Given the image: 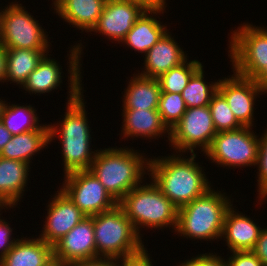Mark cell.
<instances>
[{"instance_id":"cb8c5ba5","label":"cell","mask_w":267,"mask_h":266,"mask_svg":"<svg viewBox=\"0 0 267 266\" xmlns=\"http://www.w3.org/2000/svg\"><path fill=\"white\" fill-rule=\"evenodd\" d=\"M125 90L123 109L150 110L158 109L161 94L157 78H149L135 74Z\"/></svg>"},{"instance_id":"b9f144b4","label":"cell","mask_w":267,"mask_h":266,"mask_svg":"<svg viewBox=\"0 0 267 266\" xmlns=\"http://www.w3.org/2000/svg\"><path fill=\"white\" fill-rule=\"evenodd\" d=\"M179 266H203V254L191 258V260H186V262L184 261V263Z\"/></svg>"},{"instance_id":"8fae6325","label":"cell","mask_w":267,"mask_h":266,"mask_svg":"<svg viewBox=\"0 0 267 266\" xmlns=\"http://www.w3.org/2000/svg\"><path fill=\"white\" fill-rule=\"evenodd\" d=\"M217 131L208 106L187 108L180 121L170 130V142L180 153L194 154L196 147L205 153Z\"/></svg>"},{"instance_id":"277c9868","label":"cell","mask_w":267,"mask_h":266,"mask_svg":"<svg viewBox=\"0 0 267 266\" xmlns=\"http://www.w3.org/2000/svg\"><path fill=\"white\" fill-rule=\"evenodd\" d=\"M220 192L210 188L202 196L180 207L175 233L207 241L221 238L226 212L233 204Z\"/></svg>"},{"instance_id":"bcb514c9","label":"cell","mask_w":267,"mask_h":266,"mask_svg":"<svg viewBox=\"0 0 267 266\" xmlns=\"http://www.w3.org/2000/svg\"><path fill=\"white\" fill-rule=\"evenodd\" d=\"M62 0H54V7H56Z\"/></svg>"},{"instance_id":"9a60e30c","label":"cell","mask_w":267,"mask_h":266,"mask_svg":"<svg viewBox=\"0 0 267 266\" xmlns=\"http://www.w3.org/2000/svg\"><path fill=\"white\" fill-rule=\"evenodd\" d=\"M48 204L45 225L39 238L54 245L87 216L60 189Z\"/></svg>"},{"instance_id":"d4e9b609","label":"cell","mask_w":267,"mask_h":266,"mask_svg":"<svg viewBox=\"0 0 267 266\" xmlns=\"http://www.w3.org/2000/svg\"><path fill=\"white\" fill-rule=\"evenodd\" d=\"M49 50L30 49H7V74L6 80L23 84L27 81L29 74L36 69ZM46 53V54H45Z\"/></svg>"},{"instance_id":"5b68a950","label":"cell","mask_w":267,"mask_h":266,"mask_svg":"<svg viewBox=\"0 0 267 266\" xmlns=\"http://www.w3.org/2000/svg\"><path fill=\"white\" fill-rule=\"evenodd\" d=\"M118 205L124 210L139 235L140 227L176 229L178 209L153 182L139 185L126 194Z\"/></svg>"},{"instance_id":"7402d4cb","label":"cell","mask_w":267,"mask_h":266,"mask_svg":"<svg viewBox=\"0 0 267 266\" xmlns=\"http://www.w3.org/2000/svg\"><path fill=\"white\" fill-rule=\"evenodd\" d=\"M107 0H62L55 13L79 30L90 32L100 18ZM89 30V31H88Z\"/></svg>"},{"instance_id":"603a6c76","label":"cell","mask_w":267,"mask_h":266,"mask_svg":"<svg viewBox=\"0 0 267 266\" xmlns=\"http://www.w3.org/2000/svg\"><path fill=\"white\" fill-rule=\"evenodd\" d=\"M49 126L45 124L37 130L13 135L0 152V157L30 164L32 155L50 144Z\"/></svg>"},{"instance_id":"ee69618b","label":"cell","mask_w":267,"mask_h":266,"mask_svg":"<svg viewBox=\"0 0 267 266\" xmlns=\"http://www.w3.org/2000/svg\"><path fill=\"white\" fill-rule=\"evenodd\" d=\"M151 4H165L166 0H148Z\"/></svg>"},{"instance_id":"ba28073f","label":"cell","mask_w":267,"mask_h":266,"mask_svg":"<svg viewBox=\"0 0 267 266\" xmlns=\"http://www.w3.org/2000/svg\"><path fill=\"white\" fill-rule=\"evenodd\" d=\"M5 8L1 10L0 41L7 49H49L48 35L22 4L12 2Z\"/></svg>"},{"instance_id":"4fadbf2b","label":"cell","mask_w":267,"mask_h":266,"mask_svg":"<svg viewBox=\"0 0 267 266\" xmlns=\"http://www.w3.org/2000/svg\"><path fill=\"white\" fill-rule=\"evenodd\" d=\"M234 74L232 77L219 80L218 91L227 100L237 121L242 126L252 127L255 98L264 91L253 79L236 72Z\"/></svg>"},{"instance_id":"44dd1931","label":"cell","mask_w":267,"mask_h":266,"mask_svg":"<svg viewBox=\"0 0 267 266\" xmlns=\"http://www.w3.org/2000/svg\"><path fill=\"white\" fill-rule=\"evenodd\" d=\"M124 120L123 132L124 137H148L150 139L160 137L163 133H168L170 140V130L162 121L158 109L138 110L123 109Z\"/></svg>"},{"instance_id":"e575fe53","label":"cell","mask_w":267,"mask_h":266,"mask_svg":"<svg viewBox=\"0 0 267 266\" xmlns=\"http://www.w3.org/2000/svg\"><path fill=\"white\" fill-rule=\"evenodd\" d=\"M146 251L147 250H145V248L143 247L136 253L120 258V260L122 259L121 265L119 264L120 262H118L120 260L117 259V266H152L148 253Z\"/></svg>"},{"instance_id":"836d02e7","label":"cell","mask_w":267,"mask_h":266,"mask_svg":"<svg viewBox=\"0 0 267 266\" xmlns=\"http://www.w3.org/2000/svg\"><path fill=\"white\" fill-rule=\"evenodd\" d=\"M8 222L0 218V260L12 249L17 240L11 239L12 229Z\"/></svg>"},{"instance_id":"83f0119b","label":"cell","mask_w":267,"mask_h":266,"mask_svg":"<svg viewBox=\"0 0 267 266\" xmlns=\"http://www.w3.org/2000/svg\"><path fill=\"white\" fill-rule=\"evenodd\" d=\"M219 80L209 85L204 81L203 66H201L189 79L182 90V98L187 108L208 106L213 95L218 90Z\"/></svg>"},{"instance_id":"ab89813d","label":"cell","mask_w":267,"mask_h":266,"mask_svg":"<svg viewBox=\"0 0 267 266\" xmlns=\"http://www.w3.org/2000/svg\"><path fill=\"white\" fill-rule=\"evenodd\" d=\"M12 134L6 129L3 123L0 121V152L4 148L7 142L12 138Z\"/></svg>"},{"instance_id":"f1b7e54d","label":"cell","mask_w":267,"mask_h":266,"mask_svg":"<svg viewBox=\"0 0 267 266\" xmlns=\"http://www.w3.org/2000/svg\"><path fill=\"white\" fill-rule=\"evenodd\" d=\"M202 66L198 60H187L158 77L161 92L182 93L191 76Z\"/></svg>"},{"instance_id":"ffe728a7","label":"cell","mask_w":267,"mask_h":266,"mask_svg":"<svg viewBox=\"0 0 267 266\" xmlns=\"http://www.w3.org/2000/svg\"><path fill=\"white\" fill-rule=\"evenodd\" d=\"M53 260L52 245L40 238H22L0 260V266H48Z\"/></svg>"},{"instance_id":"f6af8a7d","label":"cell","mask_w":267,"mask_h":266,"mask_svg":"<svg viewBox=\"0 0 267 266\" xmlns=\"http://www.w3.org/2000/svg\"><path fill=\"white\" fill-rule=\"evenodd\" d=\"M48 266H61L56 260H53Z\"/></svg>"},{"instance_id":"60d3db41","label":"cell","mask_w":267,"mask_h":266,"mask_svg":"<svg viewBox=\"0 0 267 266\" xmlns=\"http://www.w3.org/2000/svg\"><path fill=\"white\" fill-rule=\"evenodd\" d=\"M253 80L262 88L264 93L267 92V64Z\"/></svg>"},{"instance_id":"e0dca14e","label":"cell","mask_w":267,"mask_h":266,"mask_svg":"<svg viewBox=\"0 0 267 266\" xmlns=\"http://www.w3.org/2000/svg\"><path fill=\"white\" fill-rule=\"evenodd\" d=\"M145 56V70L139 75L149 78H158L187 60L184 51L169 32H166Z\"/></svg>"},{"instance_id":"ac0fdd59","label":"cell","mask_w":267,"mask_h":266,"mask_svg":"<svg viewBox=\"0 0 267 266\" xmlns=\"http://www.w3.org/2000/svg\"><path fill=\"white\" fill-rule=\"evenodd\" d=\"M262 228L247 216L236 213L233 206L227 210L221 238L233 251H251L259 238Z\"/></svg>"},{"instance_id":"74e56055","label":"cell","mask_w":267,"mask_h":266,"mask_svg":"<svg viewBox=\"0 0 267 266\" xmlns=\"http://www.w3.org/2000/svg\"><path fill=\"white\" fill-rule=\"evenodd\" d=\"M224 260L221 256L214 255L213 253L203 254V266H227V262Z\"/></svg>"},{"instance_id":"30bf717a","label":"cell","mask_w":267,"mask_h":266,"mask_svg":"<svg viewBox=\"0 0 267 266\" xmlns=\"http://www.w3.org/2000/svg\"><path fill=\"white\" fill-rule=\"evenodd\" d=\"M64 177L61 189L87 217L110 211L118 205L90 170L74 171Z\"/></svg>"},{"instance_id":"8992f818","label":"cell","mask_w":267,"mask_h":266,"mask_svg":"<svg viewBox=\"0 0 267 266\" xmlns=\"http://www.w3.org/2000/svg\"><path fill=\"white\" fill-rule=\"evenodd\" d=\"M91 217L97 258L119 259L144 247L140 235L119 205L110 211Z\"/></svg>"},{"instance_id":"d6a6232c","label":"cell","mask_w":267,"mask_h":266,"mask_svg":"<svg viewBox=\"0 0 267 266\" xmlns=\"http://www.w3.org/2000/svg\"><path fill=\"white\" fill-rule=\"evenodd\" d=\"M232 254L226 261L227 266H264L251 251H233Z\"/></svg>"},{"instance_id":"4316f807","label":"cell","mask_w":267,"mask_h":266,"mask_svg":"<svg viewBox=\"0 0 267 266\" xmlns=\"http://www.w3.org/2000/svg\"><path fill=\"white\" fill-rule=\"evenodd\" d=\"M35 111L34 107L30 105L20 106L13 104L10 106L6 103L1 122L12 135L37 130L43 125L39 124L40 120H38L39 117L35 114Z\"/></svg>"},{"instance_id":"8d00e7d4","label":"cell","mask_w":267,"mask_h":266,"mask_svg":"<svg viewBox=\"0 0 267 266\" xmlns=\"http://www.w3.org/2000/svg\"><path fill=\"white\" fill-rule=\"evenodd\" d=\"M64 266H117V259L98 257L89 260L71 262Z\"/></svg>"},{"instance_id":"2e32d148","label":"cell","mask_w":267,"mask_h":266,"mask_svg":"<svg viewBox=\"0 0 267 266\" xmlns=\"http://www.w3.org/2000/svg\"><path fill=\"white\" fill-rule=\"evenodd\" d=\"M165 7V4H152L148 7L136 20L122 43L125 42L124 44H127L134 51H140L145 55L168 31L165 25H161L156 17L153 18V15H150L153 13L156 16L158 13H164Z\"/></svg>"},{"instance_id":"d6986e66","label":"cell","mask_w":267,"mask_h":266,"mask_svg":"<svg viewBox=\"0 0 267 266\" xmlns=\"http://www.w3.org/2000/svg\"><path fill=\"white\" fill-rule=\"evenodd\" d=\"M29 164L0 157V206L14 207L23 196L27 184Z\"/></svg>"},{"instance_id":"484cf974","label":"cell","mask_w":267,"mask_h":266,"mask_svg":"<svg viewBox=\"0 0 267 266\" xmlns=\"http://www.w3.org/2000/svg\"><path fill=\"white\" fill-rule=\"evenodd\" d=\"M62 71L60 66L54 59L48 58L46 55L42 61L38 64L35 70H33L27 81L23 84V88L35 94H43L57 89L62 83L61 76Z\"/></svg>"},{"instance_id":"9c48e42d","label":"cell","mask_w":267,"mask_h":266,"mask_svg":"<svg viewBox=\"0 0 267 266\" xmlns=\"http://www.w3.org/2000/svg\"><path fill=\"white\" fill-rule=\"evenodd\" d=\"M251 130L252 127L242 126L236 130L217 133L205 152L206 156L221 167L255 166L259 139Z\"/></svg>"},{"instance_id":"f546056e","label":"cell","mask_w":267,"mask_h":266,"mask_svg":"<svg viewBox=\"0 0 267 266\" xmlns=\"http://www.w3.org/2000/svg\"><path fill=\"white\" fill-rule=\"evenodd\" d=\"M217 133L242 127L237 121L225 97L217 90L208 105Z\"/></svg>"},{"instance_id":"f35d334b","label":"cell","mask_w":267,"mask_h":266,"mask_svg":"<svg viewBox=\"0 0 267 266\" xmlns=\"http://www.w3.org/2000/svg\"><path fill=\"white\" fill-rule=\"evenodd\" d=\"M7 74V48L0 41V81L4 82Z\"/></svg>"},{"instance_id":"d590c367","label":"cell","mask_w":267,"mask_h":266,"mask_svg":"<svg viewBox=\"0 0 267 266\" xmlns=\"http://www.w3.org/2000/svg\"><path fill=\"white\" fill-rule=\"evenodd\" d=\"M251 252L261 261L264 266H267V229H262L258 240Z\"/></svg>"},{"instance_id":"52a82bcc","label":"cell","mask_w":267,"mask_h":266,"mask_svg":"<svg viewBox=\"0 0 267 266\" xmlns=\"http://www.w3.org/2000/svg\"><path fill=\"white\" fill-rule=\"evenodd\" d=\"M229 49L233 71L254 79L267 64V29L243 24L233 31Z\"/></svg>"},{"instance_id":"6da1fadb","label":"cell","mask_w":267,"mask_h":266,"mask_svg":"<svg viewBox=\"0 0 267 266\" xmlns=\"http://www.w3.org/2000/svg\"><path fill=\"white\" fill-rule=\"evenodd\" d=\"M78 45L72 47L73 49L69 51L71 54H68L70 55L68 62L70 67L68 70L70 74V97L68 98L64 119L57 126H49V142L56 137V134H59L57 137L61 138L65 174L79 170H89L97 154V150L90 151L92 149L89 146L91 144V131L88 126V117H86L85 103H83L82 84H80L82 80L79 61L82 43Z\"/></svg>"},{"instance_id":"1f68e13d","label":"cell","mask_w":267,"mask_h":266,"mask_svg":"<svg viewBox=\"0 0 267 266\" xmlns=\"http://www.w3.org/2000/svg\"><path fill=\"white\" fill-rule=\"evenodd\" d=\"M259 138V150L257 157L258 172V192L259 199L265 200L267 196V131Z\"/></svg>"},{"instance_id":"7c38bea8","label":"cell","mask_w":267,"mask_h":266,"mask_svg":"<svg viewBox=\"0 0 267 266\" xmlns=\"http://www.w3.org/2000/svg\"><path fill=\"white\" fill-rule=\"evenodd\" d=\"M152 4L148 0H107L92 31L122 42L136 20Z\"/></svg>"},{"instance_id":"7bdbcfd3","label":"cell","mask_w":267,"mask_h":266,"mask_svg":"<svg viewBox=\"0 0 267 266\" xmlns=\"http://www.w3.org/2000/svg\"><path fill=\"white\" fill-rule=\"evenodd\" d=\"M5 102L6 101H3V100L0 99V121H1V117H2V113H3L4 107L6 105Z\"/></svg>"},{"instance_id":"3957f363","label":"cell","mask_w":267,"mask_h":266,"mask_svg":"<svg viewBox=\"0 0 267 266\" xmlns=\"http://www.w3.org/2000/svg\"><path fill=\"white\" fill-rule=\"evenodd\" d=\"M129 148H106L97 150L89 170L105 189L119 202L140 182L149 171L150 159ZM146 165V166H145ZM145 168V170H144Z\"/></svg>"},{"instance_id":"4dcf8cb0","label":"cell","mask_w":267,"mask_h":266,"mask_svg":"<svg viewBox=\"0 0 267 266\" xmlns=\"http://www.w3.org/2000/svg\"><path fill=\"white\" fill-rule=\"evenodd\" d=\"M186 110L187 106L180 93L161 92L158 112L169 130L180 121Z\"/></svg>"},{"instance_id":"7a4b0ae2","label":"cell","mask_w":267,"mask_h":266,"mask_svg":"<svg viewBox=\"0 0 267 266\" xmlns=\"http://www.w3.org/2000/svg\"><path fill=\"white\" fill-rule=\"evenodd\" d=\"M181 154L153 158L149 160V171L153 182L162 193L180 208L202 196L211 188L202 167L196 162V154L189 158H181Z\"/></svg>"},{"instance_id":"5bb4252c","label":"cell","mask_w":267,"mask_h":266,"mask_svg":"<svg viewBox=\"0 0 267 266\" xmlns=\"http://www.w3.org/2000/svg\"><path fill=\"white\" fill-rule=\"evenodd\" d=\"M53 258L61 266L97 258L92 217H86L53 245Z\"/></svg>"}]
</instances>
